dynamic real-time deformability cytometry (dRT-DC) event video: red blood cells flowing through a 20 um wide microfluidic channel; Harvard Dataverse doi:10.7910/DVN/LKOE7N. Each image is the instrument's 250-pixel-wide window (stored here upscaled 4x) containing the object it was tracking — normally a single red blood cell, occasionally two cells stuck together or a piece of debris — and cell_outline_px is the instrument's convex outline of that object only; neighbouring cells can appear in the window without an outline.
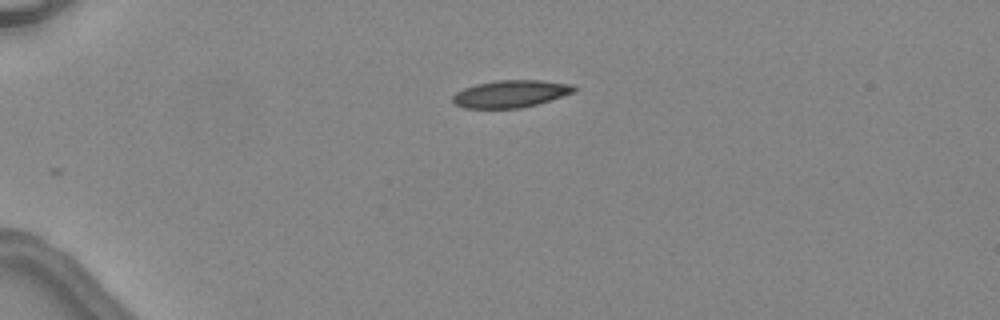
{"species": "common noctule bat (a hibernating species)", "species_latin": "Nyctalus noctula", "temperature_condition": "warm", "stored_images_in_passage": 2, "camera_frame_rate_fps": 3000, "um_per_image_px": 0.085, "animal": {"sex": "female", "body_mass_g": 24.6, "forearm_length_mm": 56.2}, "frame": {"image": 1, "passage_image": 1, "time_ms": 0.0, "image_size_px": [1000, 320], "cell_outline_px": [[576, 92], [536, 104], [520, 108], [464, 108], [452, 104], [452, 96], [456, 92], [464, 88], [476, 84], [496, 80], [544, 80], [572, 84], [576, 88]], "centroid_in_image_um": [43.39, 7.97], "position_along_channel_um": 41.6, "area_um2": 19.42}}